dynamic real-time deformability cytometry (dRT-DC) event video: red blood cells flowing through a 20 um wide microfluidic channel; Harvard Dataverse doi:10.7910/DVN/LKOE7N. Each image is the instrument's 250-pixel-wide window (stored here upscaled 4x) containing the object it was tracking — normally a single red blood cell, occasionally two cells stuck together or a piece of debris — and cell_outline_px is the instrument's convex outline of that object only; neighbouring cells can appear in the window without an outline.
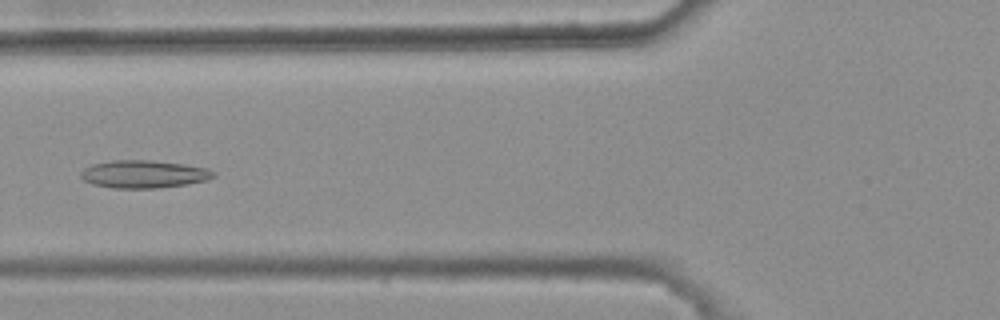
{"species": "common noctule bat (a hibernating species)", "species_latin": "Nyctalus noctula", "temperature_condition": "warm", "stored_images_in_passage": 8, "camera_frame_rate_fps": 3000, "um_per_image_px": 0.085, "animal": {"sex": "female", "body_mass_g": 25.1}, "frame": {"image": 1, "passage_image": 5, "time_ms": 1.333, "image_size_px": [1000, 320], "cell_outline_px": [[216, 176], [208, 180], [184, 184], [156, 188], [112, 188], [92, 184], [84, 180], [80, 176], [80, 172], [84, 168], [92, 164], [112, 160], [152, 160], [184, 164], [208, 168], [216, 172]], "centroid_in_image_um": [12.22, 14.79], "position_along_channel_um": 113.6, "area_um2": 21.56}}
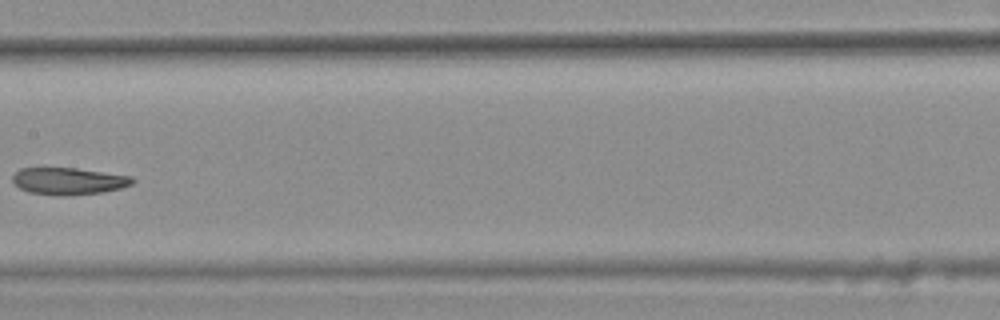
{"frame": {"image": 2, "passage_image": 7, "time_ms": 2.0, "image_size_px": [1000, 320], "cell_outline_px": [[136, 180], [132, 184], [120, 188], [100, 192], [64, 196], [60, 196], [28, 192], [20, 188], [12, 180], [12, 176], [20, 168], [76, 168], [132, 176]], "centroid_in_image_um": [5.83, 15.39], "position_along_channel_um": 201.6, "area_um2": 18.79}}
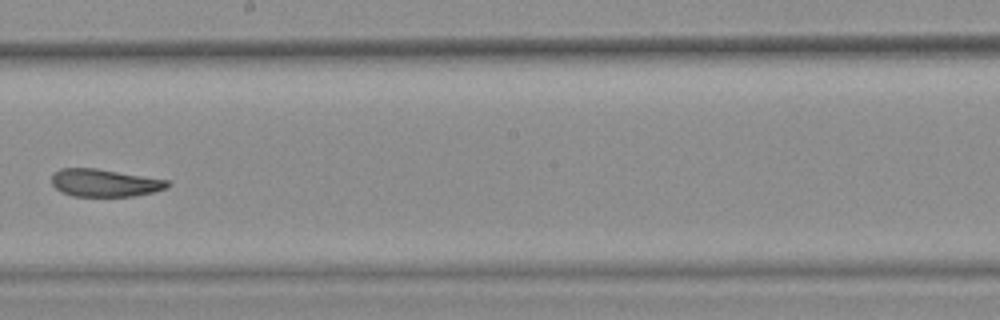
{"frame": {"image": 3, "passage_image": 8, "time_ms": 2.333, "image_size_px": [1000, 320], "cell_outline_px": [[172, 184], [168, 188], [156, 192], [136, 196], [72, 196], [60, 192], [52, 184], [52, 176], [60, 168], [96, 168], [168, 180]], "centroid_in_image_um": [8.93, 15.55], "position_along_channel_um": 239.3, "area_um2": 18.79}}